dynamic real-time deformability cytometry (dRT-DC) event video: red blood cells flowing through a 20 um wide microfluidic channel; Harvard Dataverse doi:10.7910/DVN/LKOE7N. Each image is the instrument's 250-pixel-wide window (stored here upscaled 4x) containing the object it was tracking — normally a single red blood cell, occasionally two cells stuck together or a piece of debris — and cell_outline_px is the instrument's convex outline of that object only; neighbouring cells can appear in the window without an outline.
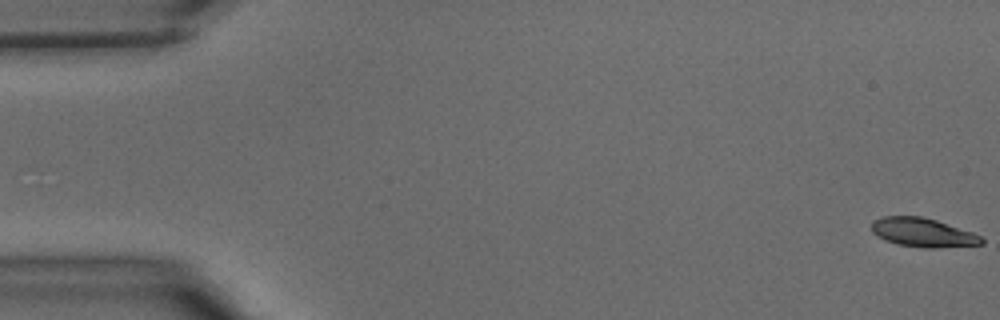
{"species": "common noctule bat (a hibernating species)", "species_latin": "Nyctalus noctula", "temperature_condition": "warm", "stored_images_in_passage": 41, "camera_frame_rate_fps": 3000, "um_per_image_px": 0.085, "animal": {"sex": "male", "body_mass_g": 15.6}, "frame": {"image": 1, "passage_image": 1, "time_ms": 0.0, "image_size_px": [1000, 320], "cell_outline_px": [[984, 244], [940, 248], [924, 248], [896, 244], [884, 240], [872, 232], [872, 220], [884, 216], [920, 216], [936, 220], [972, 232], [980, 236], [984, 240]], "centroid_in_image_um": [78.44, 19.77], "position_along_channel_um": 6.6, "area_um2": 18.61}}
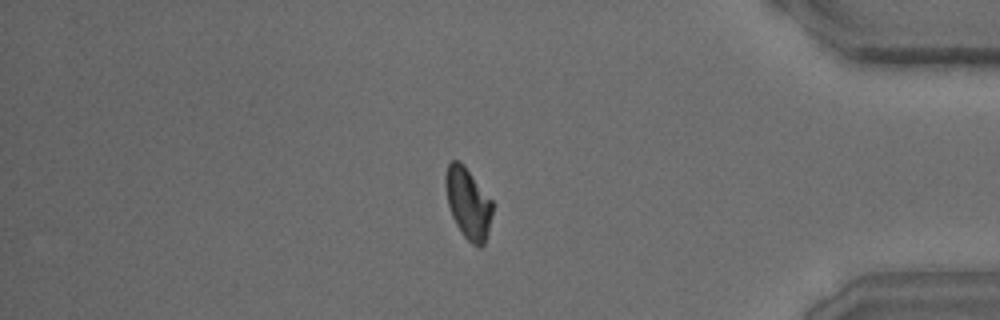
{"frame": {"image": 2, "passage_image": 35, "time_ms": 11.333, "image_size_px": [1000, 320], "cell_outline_px": [[492, 212], [488, 232], [484, 244], [480, 248], [472, 244], [464, 236], [456, 224], [452, 216], [448, 204], [444, 184], [444, 180], [448, 164], [452, 160], [456, 160], [464, 164], [492, 200]], "centroid_in_image_um": [39.78, 17.27], "position_along_channel_um": 395.4, "area_um2": 19.36}}
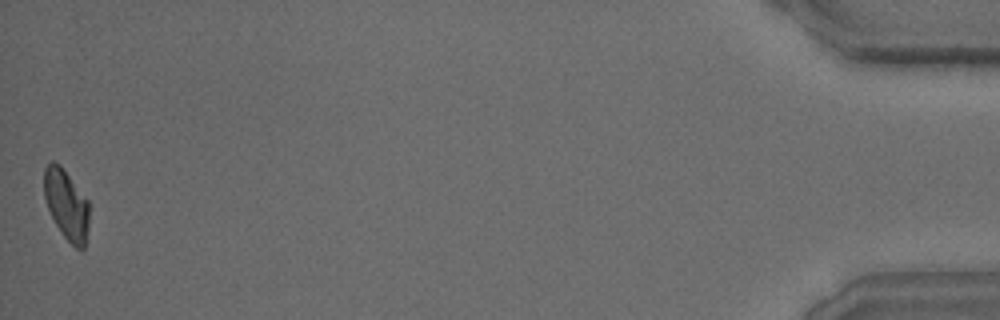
{"frame": {"image": 3, "passage_image": 41, "time_ms": 13.333, "image_size_px": [1000, 320], "cell_outline_px": [[88, 228], [84, 248], [76, 248], [64, 236], [56, 224], [48, 208], [44, 196], [44, 168], [52, 160], [60, 164], [88, 200]], "centroid_in_image_um": [5.64, 17.36], "position_along_channel_um": 429.6, "area_um2": 18.15}}